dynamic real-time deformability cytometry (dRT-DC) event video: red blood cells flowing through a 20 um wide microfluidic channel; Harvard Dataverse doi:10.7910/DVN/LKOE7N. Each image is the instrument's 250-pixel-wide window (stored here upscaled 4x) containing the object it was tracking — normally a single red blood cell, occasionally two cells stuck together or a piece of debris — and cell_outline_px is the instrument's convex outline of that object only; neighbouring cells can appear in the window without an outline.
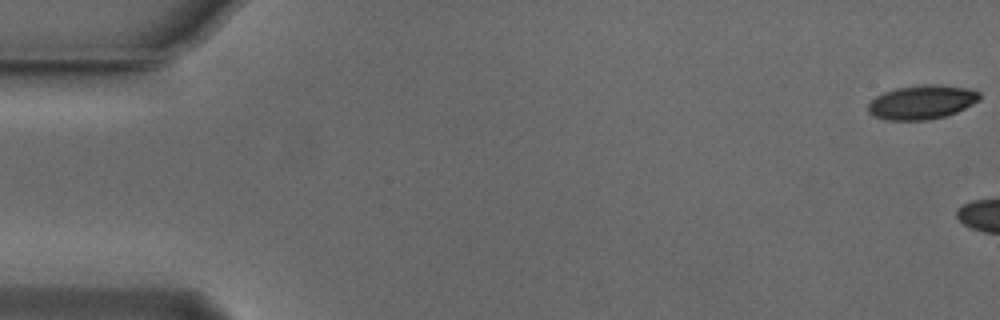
{"species": "Egyptian fruit bat (a non-hibernating species)", "species_latin": "Rousettus aegyptiacus", "temperature_condition": "cold", "stored_images_in_passage": 5, "camera_frame_rate_fps": 3000, "um_per_image_px": 0.085, "animal": {"sex": "male"}, "frame": {"image": 1, "passage_image": 1, "time_ms": 0.0, "image_size_px": [1000, 320], "cell_outline_px": [[980, 100], [948, 116], [928, 120], [888, 120], [876, 116], [868, 112], [868, 104], [876, 96], [884, 92], [896, 88], [924, 84], [940, 84], [968, 88], [980, 92]], "centroid_in_image_um": [78.38, 8.68], "position_along_channel_um": 6.6, "area_um2": 22.2}}